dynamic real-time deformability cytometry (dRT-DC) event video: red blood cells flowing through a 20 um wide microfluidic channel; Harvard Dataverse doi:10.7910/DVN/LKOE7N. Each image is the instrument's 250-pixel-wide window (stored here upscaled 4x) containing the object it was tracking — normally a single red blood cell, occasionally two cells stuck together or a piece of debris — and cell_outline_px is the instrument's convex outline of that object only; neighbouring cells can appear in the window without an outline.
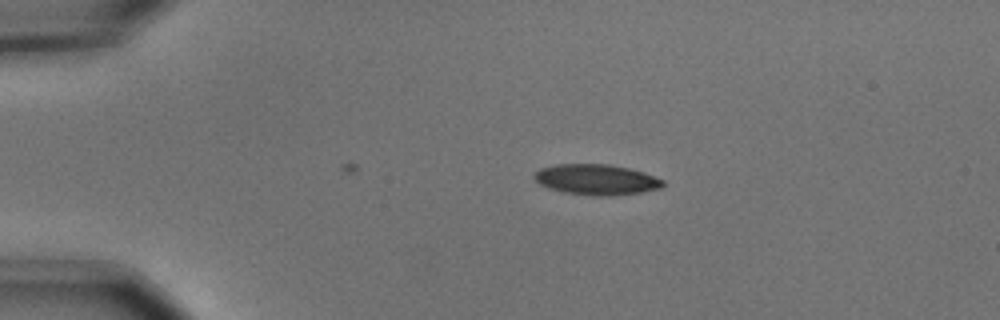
{"species": "common noctule bat (a hibernating species)", "species_latin": "Nyctalus noctula", "temperature_condition": "cold", "stored_images_in_passage": 5, "camera_frame_rate_fps": 3000, "um_per_image_px": 0.085, "animal": {"sex": "male", "body_mass_g": 15.6}, "frame": {"image": 1, "passage_image": 5, "time_ms": 1.333, "image_size_px": [1000, 320], "cell_outline_px": [[664, 184], [660, 188], [640, 192], [612, 196], [596, 196], [564, 192], [548, 188], [540, 184], [532, 176], [540, 168], [556, 164], [608, 164], [628, 168], [644, 172], [664, 180]], "centroid_in_image_um": [50.68, 15.26], "position_along_channel_um": 34.3, "area_um2": 22.89}}